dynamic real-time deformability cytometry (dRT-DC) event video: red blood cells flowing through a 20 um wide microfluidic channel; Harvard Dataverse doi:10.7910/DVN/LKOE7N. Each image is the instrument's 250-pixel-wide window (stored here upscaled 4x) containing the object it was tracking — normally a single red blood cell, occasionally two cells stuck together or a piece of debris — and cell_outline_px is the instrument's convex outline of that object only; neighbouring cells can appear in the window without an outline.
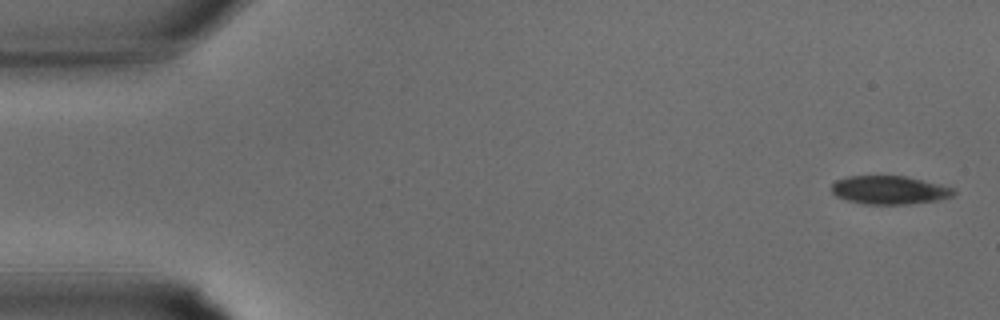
{"species": "common noctule bat (a hibernating species)", "species_latin": "Nyctalus noctula", "temperature_condition": "warm", "stored_images_in_passage": 6, "camera_frame_rate_fps": 3000, "um_per_image_px": 0.085, "animal": {"sex": "male", "body_mass_g": 15.6}, "frame": {"image": 1, "passage_image": 1, "time_ms": 0.0, "image_size_px": [1000, 320], "cell_outline_px": [[956, 192], [952, 196], [940, 200], [908, 204], [864, 204], [848, 200], [836, 196], [832, 192], [832, 184], [836, 180], [848, 176], [904, 176], [940, 184], [956, 188]], "centroid_in_image_um": [75.63, 16.15], "position_along_channel_um": 9.4, "area_um2": 20.23}}